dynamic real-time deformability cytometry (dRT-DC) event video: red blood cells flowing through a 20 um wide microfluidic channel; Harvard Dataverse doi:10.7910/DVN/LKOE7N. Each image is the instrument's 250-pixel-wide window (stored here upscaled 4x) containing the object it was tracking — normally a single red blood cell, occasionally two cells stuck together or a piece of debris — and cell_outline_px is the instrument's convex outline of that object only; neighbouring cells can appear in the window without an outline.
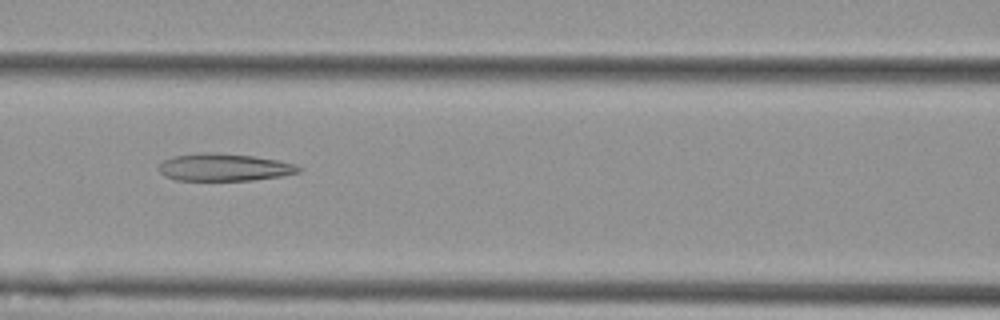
{"species": "Egyptian fruit bat (a non-hibernating species)", "species_latin": "Rousettus aegyptiacus", "temperature_condition": "cold", "stored_images_in_passage": 55, "camera_frame_rate_fps": 3000, "um_per_image_px": 0.085, "animal": {"sex": "female"}, "frame": {"image": 1, "passage_image": 24, "time_ms": 7.667, "image_size_px": [1000, 320], "cell_outline_px": [[304, 168], [300, 172], [280, 176], [252, 180], [176, 180], [164, 176], [160, 172], [160, 164], [164, 160], [172, 156], [200, 152], [216, 152], [252, 156], [276, 160], [296, 164]], "centroid_in_image_um": [19.06, 14.21], "position_along_channel_um": 147.5, "area_um2": 22.37}}
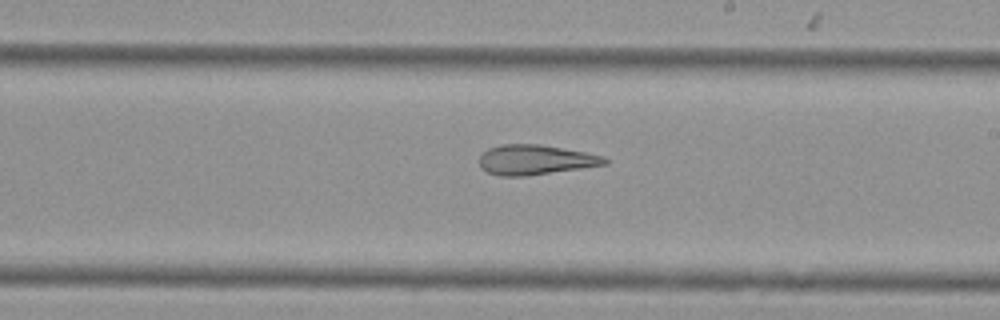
{"frame": {"image": 2, "passage_image": 32, "time_ms": 10.333, "image_size_px": [1000, 320], "cell_outline_px": [[608, 164], [528, 176], [500, 176], [488, 172], [480, 168], [480, 156], [488, 148], [500, 144], [540, 144], [584, 152], [604, 156], [608, 160]], "centroid_in_image_um": [45.49, 13.58], "position_along_channel_um": 243.5, "area_um2": 21.85}}
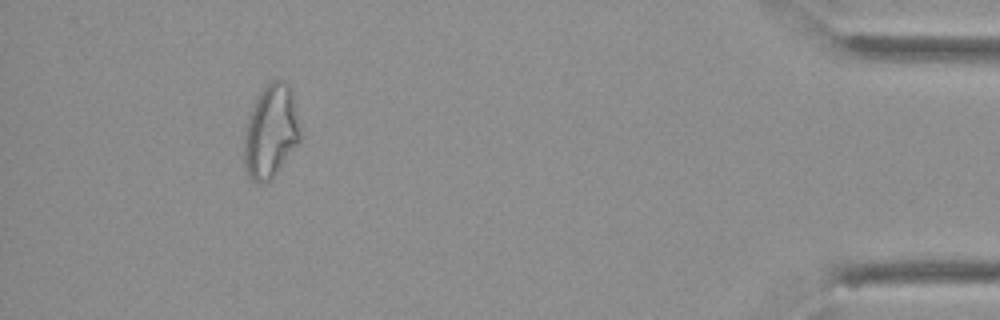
{"frame": {"image": 3, "passage_image": 51, "time_ms": 16.667, "image_size_px": [1000, 320], "cell_outline_px": [[300, 140], [276, 172], [264, 184], [260, 184], [252, 180], [248, 176], [244, 164], [244, 136], [248, 116], [256, 96], [272, 80], [284, 80], [288, 84], [292, 92], [300, 132]], "centroid_in_image_um": [22.98, 11.17], "position_along_channel_um": 412.2, "area_um2": 30.11}, "authors_computed_cell_mechanics": {"area_um2": 27.5128, "velocity_mm_per_s": 3.6219, "shape_relaxation_time_tau1_ms": null, "shape_relaxation_time_tau2_ms": 4.2005, "deformation_change_tau1": null, "deformation_change_tau2": 0.1497}}